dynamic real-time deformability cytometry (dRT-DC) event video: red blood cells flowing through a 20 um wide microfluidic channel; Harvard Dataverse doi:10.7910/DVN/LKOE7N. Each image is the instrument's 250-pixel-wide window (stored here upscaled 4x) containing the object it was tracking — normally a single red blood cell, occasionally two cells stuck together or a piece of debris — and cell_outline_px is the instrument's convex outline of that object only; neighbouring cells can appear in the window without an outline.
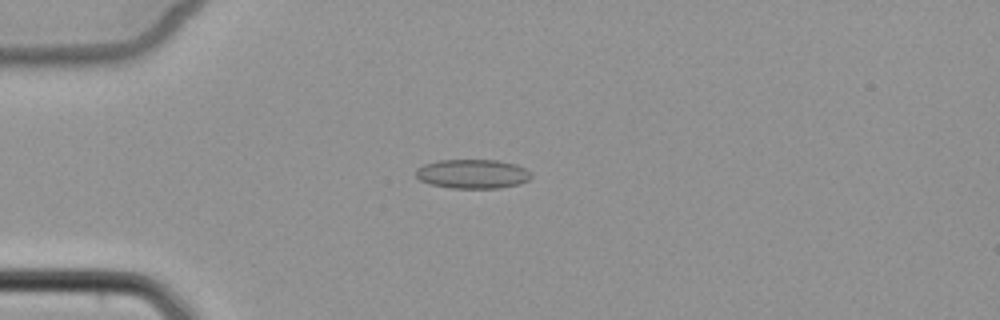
{"species": "common noctule bat (a hibernating species)", "species_latin": "Nyctalus noctula", "temperature_condition": "cold", "stored_images_in_passage": 6, "camera_frame_rate_fps": 3000, "um_per_image_px": 0.085, "animal": {"sex": "female", "body_mass_g": 22.7, "forearm_length_mm": 54.2}, "frame": {"image": 1, "passage_image": 4, "time_ms": 3.667, "image_size_px": [1000, 320], "cell_outline_px": [[532, 176], [528, 180], [520, 184], [500, 188], [452, 188], [428, 184], [420, 180], [416, 176], [416, 168], [424, 164], [440, 160], [496, 160], [516, 164], [532, 172]], "centroid_in_image_um": [40.18, 14.78], "position_along_channel_um": 44.8, "area_um2": 19.77}}
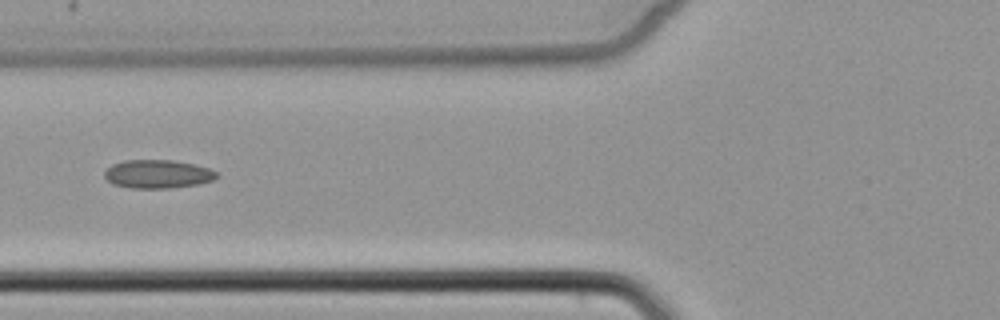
{"frame": {"image": 2, "passage_image": 6, "time_ms": 6.0, "image_size_px": [1000, 320], "cell_outline_px": [[220, 176], [212, 180], [200, 184], [168, 188], [132, 188], [112, 184], [104, 176], [104, 172], [112, 164], [124, 160], [172, 160], [192, 164], [208, 168], [216, 172]], "centroid_in_image_um": [13.4, 14.79], "position_along_channel_um": 112.4, "area_um2": 18.55}}